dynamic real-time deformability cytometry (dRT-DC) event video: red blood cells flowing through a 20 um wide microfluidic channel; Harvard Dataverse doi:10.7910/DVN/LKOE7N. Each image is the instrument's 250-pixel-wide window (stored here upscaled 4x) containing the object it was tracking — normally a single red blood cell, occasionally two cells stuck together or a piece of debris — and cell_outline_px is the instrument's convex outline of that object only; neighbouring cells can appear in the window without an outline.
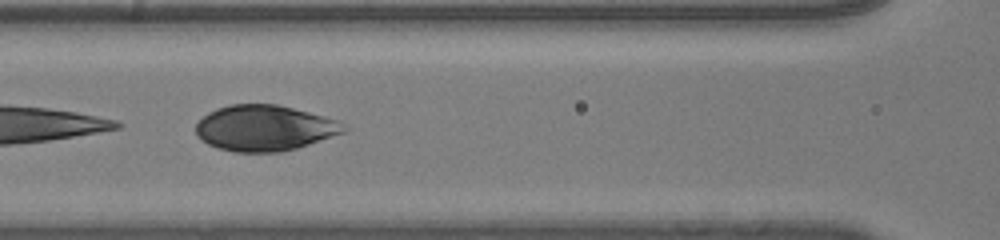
{"species": "human", "species_latin": "Homo sapiens", "temperature_condition": "room temperature", "stored_images_in_passage": 50, "camera_frame_rate_fps": 3000, "um_per_image_px": 0.085, "donor": {"sex": "male"}, "frame": {"image": 1, "passage_image": 33, "time_ms": 10.667, "image_size_px": [1000, 240], "cell_outline_px": [[352, 128], [344, 132], [296, 148], [280, 152], [232, 152], [216, 148], [208, 144], [196, 132], [196, 124], [208, 112], [216, 108], [228, 104], [276, 104], [324, 116], [336, 120]], "centroid_in_image_um": [22.49, 10.88], "position_along_channel_um": 144.1, "area_um2": 39.3}}